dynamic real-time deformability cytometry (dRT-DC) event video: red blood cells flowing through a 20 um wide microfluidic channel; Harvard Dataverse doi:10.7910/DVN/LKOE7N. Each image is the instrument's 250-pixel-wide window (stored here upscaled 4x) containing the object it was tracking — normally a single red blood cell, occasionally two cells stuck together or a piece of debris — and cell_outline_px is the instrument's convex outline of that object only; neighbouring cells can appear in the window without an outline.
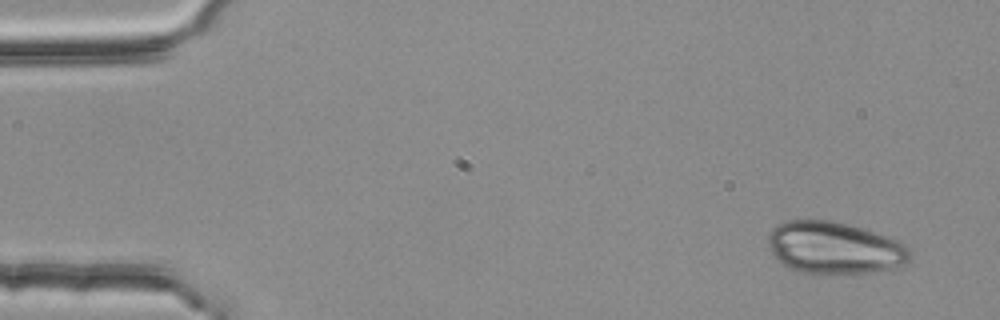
{"species": "common noctule bat (a hibernating species)", "species_latin": "Nyctalus noctula", "temperature_condition": "room temperature", "stored_images_in_passage": 6, "segment_of_instrument_passage": [2, 2], "camera_frame_rate_fps": 3000, "um_per_image_px": 0.085, "animal": {"sex": "female", "body_mass_g": 25.1}, "frame": {"image": 1, "passage_image": 6, "time_ms": 1.667, "image_size_px": [1000, 320], "cell_outline_px": [[912, 252], [908, 260], [904, 264], [892, 268], [876, 272], [800, 272], [776, 260], [768, 244], [768, 232], [772, 228], [784, 220], [828, 220], [848, 224], [876, 232], [900, 240]], "centroid_in_image_um": [70.93, 21.03], "position_along_channel_um": 14.1, "area_um2": 42.83}}